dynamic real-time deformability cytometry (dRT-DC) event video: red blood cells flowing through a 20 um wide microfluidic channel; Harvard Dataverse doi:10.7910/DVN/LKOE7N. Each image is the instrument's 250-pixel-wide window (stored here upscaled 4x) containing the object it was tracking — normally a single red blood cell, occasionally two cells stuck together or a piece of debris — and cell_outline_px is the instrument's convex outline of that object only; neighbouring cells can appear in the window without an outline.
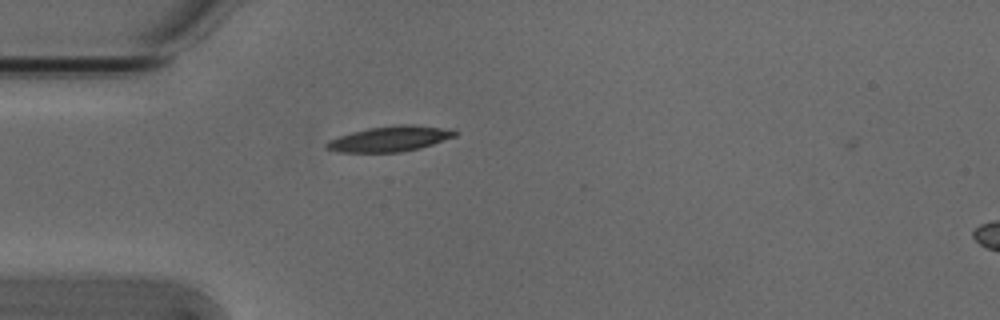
{"species": "Egyptian fruit bat (a non-hibernating species)", "species_latin": "Rousettus aegyptiacus", "temperature_condition": "cold", "stored_images_in_passage": 2, "camera_frame_rate_fps": 3000, "um_per_image_px": 0.085, "animal": {"sex": "male"}, "frame": {"image": 1, "passage_image": 1, "time_ms": 0.0, "image_size_px": [1000, 320], "cell_outline_px": [[460, 132], [456, 136], [420, 148], [400, 152], [336, 152], [324, 148], [324, 144], [328, 140], [352, 132], [368, 128], [400, 124], [412, 124], [440, 128]], "centroid_in_image_um": [33.09, 11.8], "position_along_channel_um": 51.9, "area_um2": 18.9}}